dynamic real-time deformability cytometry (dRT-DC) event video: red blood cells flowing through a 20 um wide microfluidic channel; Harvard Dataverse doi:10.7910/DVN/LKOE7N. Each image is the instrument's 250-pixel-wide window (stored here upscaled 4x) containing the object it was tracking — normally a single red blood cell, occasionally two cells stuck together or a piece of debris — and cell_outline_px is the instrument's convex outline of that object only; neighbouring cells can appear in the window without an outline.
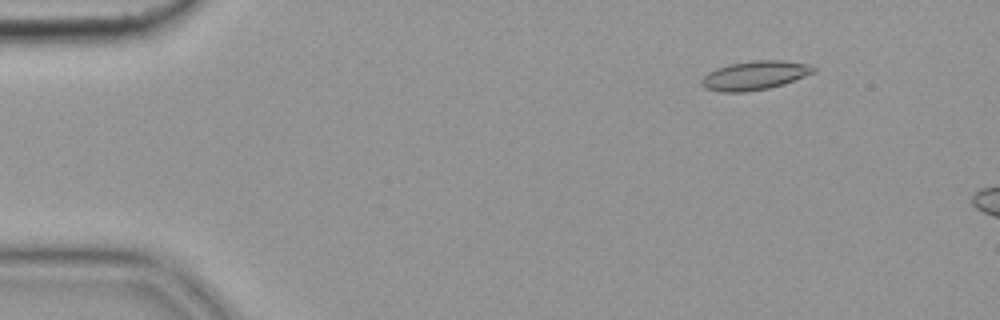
{"species": "common noctule bat (a hibernating species)", "species_latin": "Nyctalus noctula", "temperature_condition": "cold", "stored_images_in_passage": 12, "camera_frame_rate_fps": 3000, "um_per_image_px": 0.085, "animal": {"sex": "female", "body_mass_g": 19.9}, "frame": {"image": 1, "passage_image": 7, "time_ms": 2.0, "image_size_px": [1000, 320], "cell_outline_px": [[816, 72], [784, 84], [768, 88], [744, 92], [720, 92], [704, 88], [700, 84], [700, 80], [708, 72], [716, 68], [728, 64], [752, 60], [784, 60], [808, 64], [816, 68]], "centroid_in_image_um": [64.14, 6.4], "position_along_channel_um": 20.9, "area_um2": 19.07}}